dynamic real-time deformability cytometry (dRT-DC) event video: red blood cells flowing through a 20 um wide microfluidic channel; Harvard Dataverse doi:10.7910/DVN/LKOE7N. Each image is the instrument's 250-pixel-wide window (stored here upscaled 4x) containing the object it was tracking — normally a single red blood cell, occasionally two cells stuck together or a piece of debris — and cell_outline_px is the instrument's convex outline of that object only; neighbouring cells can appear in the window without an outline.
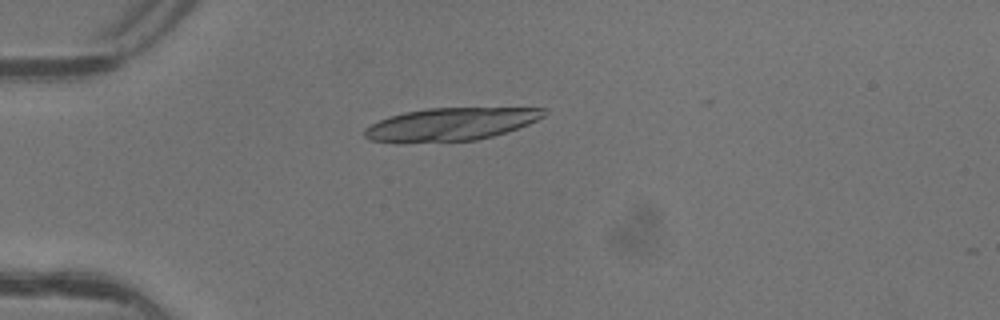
{"species": "common noctule bat (a hibernating species)", "species_latin": "Nyctalus noctula", "temperature_condition": "warm", "stored_images_in_passage": 1, "camera_frame_rate_fps": 3000, "um_per_image_px": 0.085, "animal": {"sex": "female"}, "frame": {"image": 1, "passage_image": 1, "time_ms": 0.0, "image_size_px": [1000, 320], "cell_outline_px": [[548, 112], [544, 116], [528, 124], [492, 136], [476, 140], [400, 144], [396, 144], [368, 140], [364, 136], [364, 128], [380, 120], [404, 112], [428, 108], [548, 108]], "centroid_in_image_um": [38.24, 10.58], "position_along_channel_um": 46.8, "area_um2": 34.62}}